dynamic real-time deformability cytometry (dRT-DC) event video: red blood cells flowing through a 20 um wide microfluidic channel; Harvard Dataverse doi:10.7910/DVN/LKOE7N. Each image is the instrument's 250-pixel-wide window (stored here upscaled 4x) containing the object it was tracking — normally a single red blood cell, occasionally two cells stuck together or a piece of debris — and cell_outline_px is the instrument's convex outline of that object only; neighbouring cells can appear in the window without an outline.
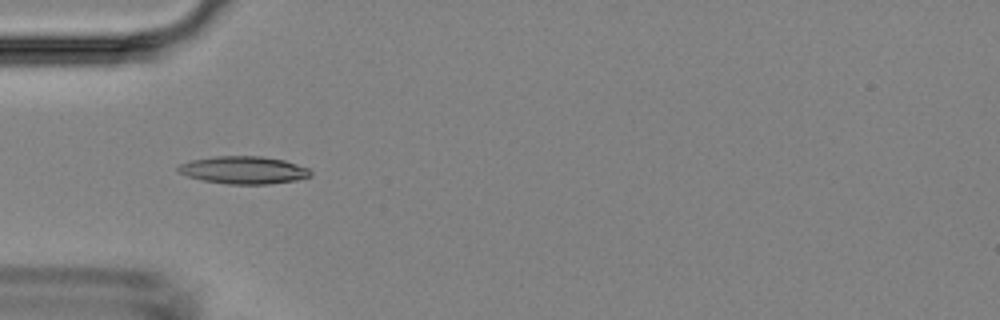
{"species": "Egyptian fruit bat (a non-hibernating species)", "species_latin": "Rousettus aegyptiacus", "temperature_condition": "room temperature", "stored_images_in_passage": 7, "camera_frame_rate_fps": 3000, "um_per_image_px": 0.085, "animal": {"sex": "female"}, "frame": {"image": 1, "passage_image": 5, "time_ms": 4.667, "image_size_px": [1000, 320], "cell_outline_px": [[312, 176], [296, 180], [268, 184], [228, 184], [204, 180], [188, 176], [176, 172], [176, 168], [180, 164], [188, 160], [212, 156], [264, 156], [284, 160], [308, 168], [312, 172]], "centroid_in_image_um": [20.68, 14.44], "position_along_channel_um": 64.3, "area_um2": 21.44}}